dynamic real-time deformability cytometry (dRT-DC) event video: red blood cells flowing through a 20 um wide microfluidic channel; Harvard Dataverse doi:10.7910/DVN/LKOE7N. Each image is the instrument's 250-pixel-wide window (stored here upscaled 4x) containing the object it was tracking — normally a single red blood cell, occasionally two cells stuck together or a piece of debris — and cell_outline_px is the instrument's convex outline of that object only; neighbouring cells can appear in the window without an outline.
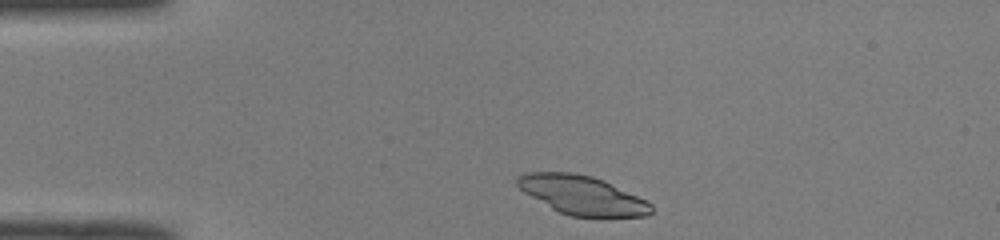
{"species": "common noctule bat (a hibernating species)", "species_latin": "Nyctalus noctula", "temperature_condition": "room temperature", "stored_images_in_passage": 35, "camera_frame_rate_fps": 3000, "um_per_image_px": 0.085, "animal": {"sex": "male", "body_mass_g": 19.0, "forearm_length_mm": 50.8}, "frame": {"image": 1, "passage_image": 2, "time_ms": 0.333, "image_size_px": [1000, 240], "cell_outline_px": [[652, 212], [648, 216], [608, 220], [604, 220], [572, 216], [560, 212], [552, 208], [524, 192], [516, 184], [516, 176], [528, 172], [572, 172], [592, 176], [604, 180], [648, 200], [652, 204]], "centroid_in_image_um": [49.59, 16.64], "position_along_channel_um": 35.4, "area_um2": 31.39}}